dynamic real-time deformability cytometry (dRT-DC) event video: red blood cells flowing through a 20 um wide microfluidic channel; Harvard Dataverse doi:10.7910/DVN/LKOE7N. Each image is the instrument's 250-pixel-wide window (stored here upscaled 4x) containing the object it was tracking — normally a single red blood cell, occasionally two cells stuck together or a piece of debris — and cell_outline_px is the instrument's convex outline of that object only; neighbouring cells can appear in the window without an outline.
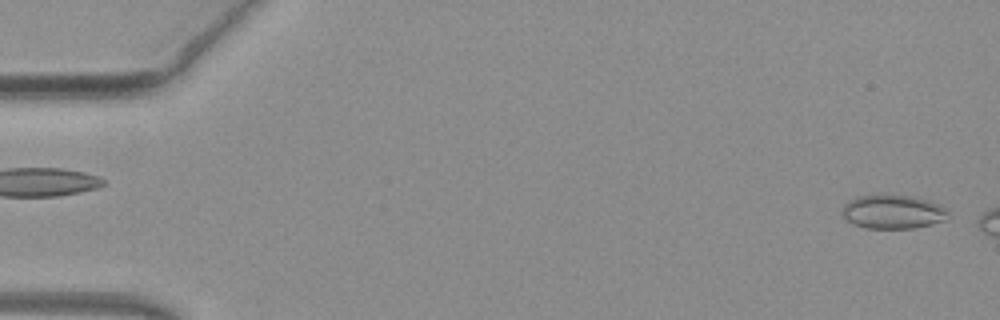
{"species": "common noctule bat (a hibernating species)", "species_latin": "Nyctalus noctula", "temperature_condition": "warm", "stored_images_in_passage": 6, "camera_frame_rate_fps": 3000, "um_per_image_px": 0.085, "animal": {"sex": "female", "body_mass_g": 19.3, "forearm_length_mm": 54.1}, "frame": {"image": 1, "passage_image": 1, "time_ms": 0.0, "image_size_px": [1000, 320], "cell_outline_px": [[948, 220], [932, 224], [912, 228], [864, 228], [852, 224], [840, 212], [844, 204], [848, 200], [856, 196], [880, 192], [892, 192], [912, 196], [928, 200], [940, 204], [948, 212]], "centroid_in_image_um": [75.86, 17.95], "position_along_channel_um": 9.1, "area_um2": 21.85}}